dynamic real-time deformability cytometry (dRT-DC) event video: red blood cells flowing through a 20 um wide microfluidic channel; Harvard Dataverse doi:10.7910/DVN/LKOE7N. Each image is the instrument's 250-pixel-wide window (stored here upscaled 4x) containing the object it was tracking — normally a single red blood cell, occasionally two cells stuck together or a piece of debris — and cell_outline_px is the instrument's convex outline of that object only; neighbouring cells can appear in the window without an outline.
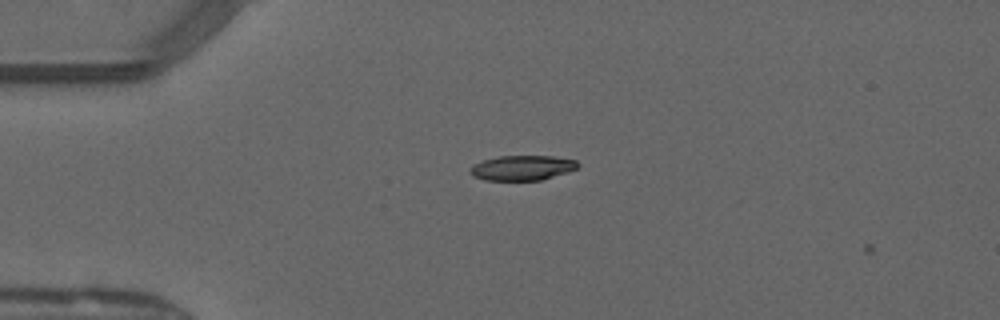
{"species": "common noctule bat (a hibernating species)", "species_latin": "Nyctalus noctula", "temperature_condition": "warm", "stored_images_in_passage": 4, "camera_frame_rate_fps": 3000, "um_per_image_px": 0.085, "animal": {"sex": "male", "forearm_length_mm": 52.5}, "frame": {"image": 1, "passage_image": 3, "time_ms": 0.667, "image_size_px": [1000, 320], "cell_outline_px": [[580, 164], [576, 168], [568, 172], [540, 180], [484, 180], [472, 176], [468, 172], [468, 168], [472, 164], [484, 160], [500, 156], [552, 156], [576, 160]], "centroid_in_image_um": [44.34, 14.27], "position_along_channel_um": 40.7, "area_um2": 15.72}}